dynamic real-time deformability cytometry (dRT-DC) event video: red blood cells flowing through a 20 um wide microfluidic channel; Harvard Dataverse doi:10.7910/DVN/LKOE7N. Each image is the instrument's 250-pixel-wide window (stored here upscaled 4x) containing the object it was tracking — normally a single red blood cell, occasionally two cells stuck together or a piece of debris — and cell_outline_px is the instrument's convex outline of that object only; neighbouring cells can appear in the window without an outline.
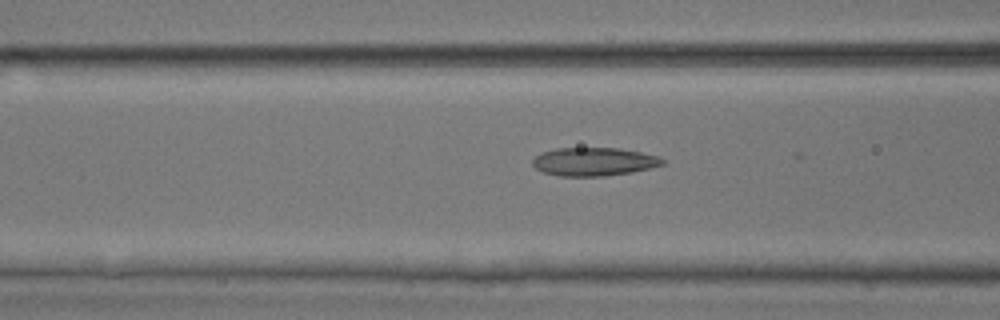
{"species": "common noctule bat (a hibernating species)", "species_latin": "Nyctalus noctula", "temperature_condition": "room temperature", "stored_images_in_passage": 29, "camera_frame_rate_fps": 3000, "um_per_image_px": 0.085, "animal": {"sex": "male", "body_mass_g": 17.9, "forearm_length_mm": 54.2}, "frame": {"image": 1, "passage_image": 9, "time_ms": 2.667, "image_size_px": [1000, 320], "cell_outline_px": [[664, 164], [632, 172], [604, 176], [560, 176], [544, 172], [536, 168], [532, 164], [532, 160], [540, 152], [556, 148], [620, 148], [660, 156], [664, 160]], "centroid_in_image_um": [50.47, 13.73], "position_along_channel_um": 116.1, "area_um2": 21.44}}
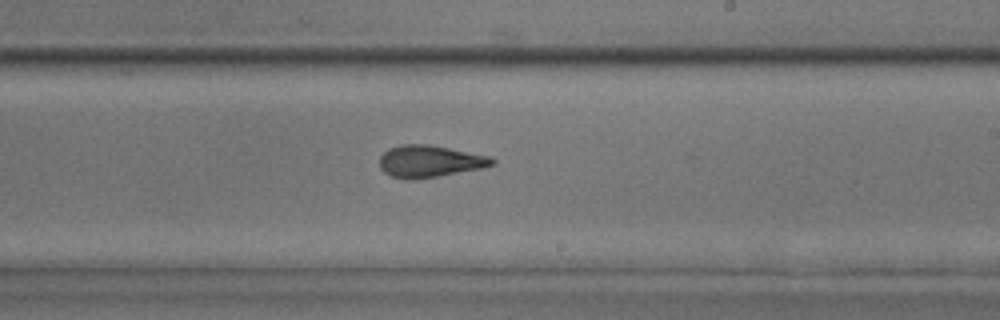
{"frame": {"image": 2, "passage_image": 19, "time_ms": 6.0, "image_size_px": [1000, 320], "cell_outline_px": [[496, 164], [480, 168], [436, 176], [412, 180], [404, 180], [392, 176], [384, 172], [380, 168], [380, 156], [388, 148], [404, 144], [428, 144], [492, 156], [496, 160]], "centroid_in_image_um": [36.52, 13.7], "position_along_channel_um": 252.5, "area_um2": 20.98}}
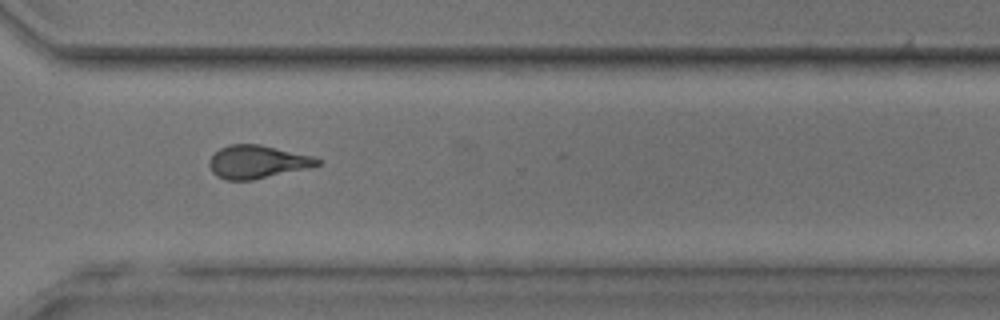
{"frame": {"image": 3, "passage_image": 26, "time_ms": 8.333, "image_size_px": [1000, 320], "cell_outline_px": [[320, 164], [308, 168], [252, 180], [228, 180], [216, 176], [212, 172], [208, 164], [208, 160], [220, 148], [228, 144], [260, 144], [316, 156], [320, 160]], "centroid_in_image_um": [21.87, 13.75], "position_along_channel_um": 348.7, "area_um2": 20.98}}